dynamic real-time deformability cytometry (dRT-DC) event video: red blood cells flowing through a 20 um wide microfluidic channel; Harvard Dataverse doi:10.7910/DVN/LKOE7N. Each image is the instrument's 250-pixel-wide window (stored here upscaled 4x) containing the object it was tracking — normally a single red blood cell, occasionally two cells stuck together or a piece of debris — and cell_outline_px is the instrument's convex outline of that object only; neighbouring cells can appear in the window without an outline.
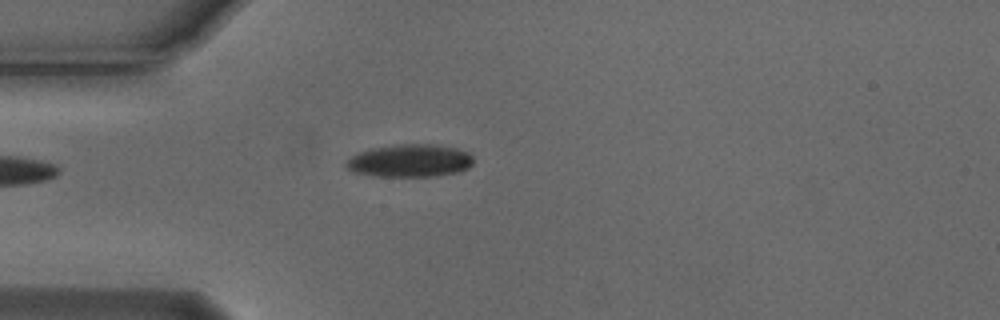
{"species": "Egyptian fruit bat (a non-hibernating species)", "species_latin": "Rousettus aegyptiacus", "temperature_condition": "cold", "stored_images_in_passage": 1, "camera_frame_rate_fps": 3000, "um_per_image_px": 0.085, "animal": {"sex": "male"}, "frame": {"image": 1, "passage_image": 1, "time_ms": 0.0, "image_size_px": [1000, 320], "cell_outline_px": [[472, 164], [468, 168], [460, 172], [436, 176], [372, 176], [352, 172], [344, 164], [352, 156], [360, 152], [372, 148], [396, 144], [436, 144], [456, 148], [468, 152], [472, 156]], "centroid_in_image_um": [34.85, 13.66], "position_along_channel_um": 50.1, "area_um2": 24.39}}